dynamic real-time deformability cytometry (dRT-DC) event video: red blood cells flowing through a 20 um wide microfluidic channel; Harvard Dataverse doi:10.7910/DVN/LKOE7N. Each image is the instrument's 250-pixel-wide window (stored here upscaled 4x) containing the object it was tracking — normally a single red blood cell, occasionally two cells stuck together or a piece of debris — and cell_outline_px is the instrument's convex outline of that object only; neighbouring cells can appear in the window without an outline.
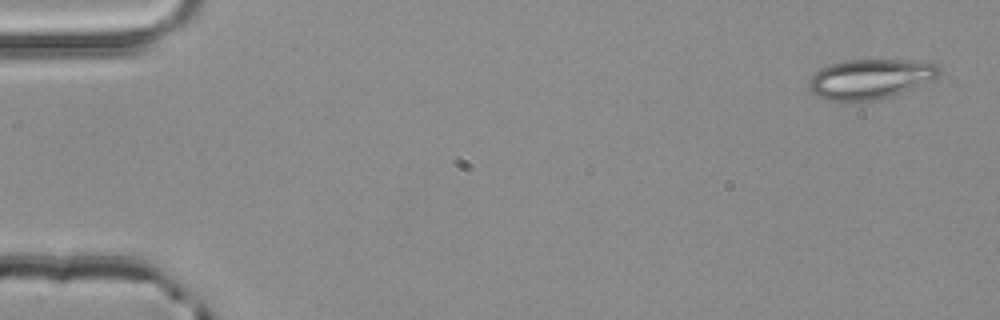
{"species": "common noctule bat (a hibernating species)", "species_latin": "Nyctalus noctula", "temperature_condition": "room temperature", "stored_images_in_passage": 3, "camera_frame_rate_fps": 3000, "um_per_image_px": 0.085, "animal": {"sex": "male", "body_mass_g": 20.4}, "frame": {"image": 1, "passage_image": 1, "time_ms": 0.0, "image_size_px": [1000, 320], "cell_outline_px": [[940, 72], [936, 76], [912, 88], [888, 96], [872, 100], [832, 100], [820, 96], [812, 92], [808, 88], [808, 80], [820, 68], [844, 60], [928, 60], [936, 64], [940, 68]], "centroid_in_image_um": [73.96, 6.67], "position_along_channel_um": 11.0, "area_um2": 29.65}}